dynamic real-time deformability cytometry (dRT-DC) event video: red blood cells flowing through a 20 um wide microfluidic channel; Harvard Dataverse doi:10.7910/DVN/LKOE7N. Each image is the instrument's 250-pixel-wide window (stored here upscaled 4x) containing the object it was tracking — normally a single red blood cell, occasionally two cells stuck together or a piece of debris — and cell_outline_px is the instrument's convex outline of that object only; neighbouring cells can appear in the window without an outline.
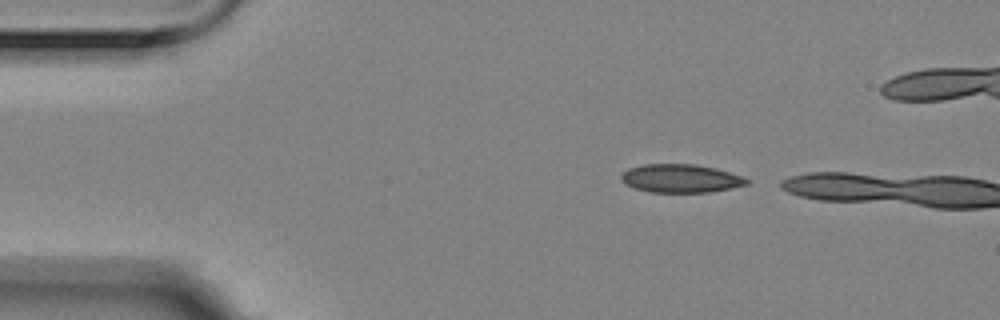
{"species": "Egyptian fruit bat (a non-hibernating species)", "species_latin": "Rousettus aegyptiacus", "temperature_condition": "room temperature", "stored_images_in_passage": 3, "camera_frame_rate_fps": 3000, "um_per_image_px": 0.085, "animal": {"sex": "female"}, "frame": {"image": 1, "passage_image": 1, "time_ms": 0.0, "image_size_px": [1000, 320], "cell_outline_px": [[748, 184], [732, 188], [708, 192], [648, 192], [624, 184], [620, 180], [620, 176], [628, 168], [644, 164], [696, 164], [716, 168], [744, 176], [748, 180]], "centroid_in_image_um": [57.85, 15.16], "position_along_channel_um": 27.1, "area_um2": 20.87}}